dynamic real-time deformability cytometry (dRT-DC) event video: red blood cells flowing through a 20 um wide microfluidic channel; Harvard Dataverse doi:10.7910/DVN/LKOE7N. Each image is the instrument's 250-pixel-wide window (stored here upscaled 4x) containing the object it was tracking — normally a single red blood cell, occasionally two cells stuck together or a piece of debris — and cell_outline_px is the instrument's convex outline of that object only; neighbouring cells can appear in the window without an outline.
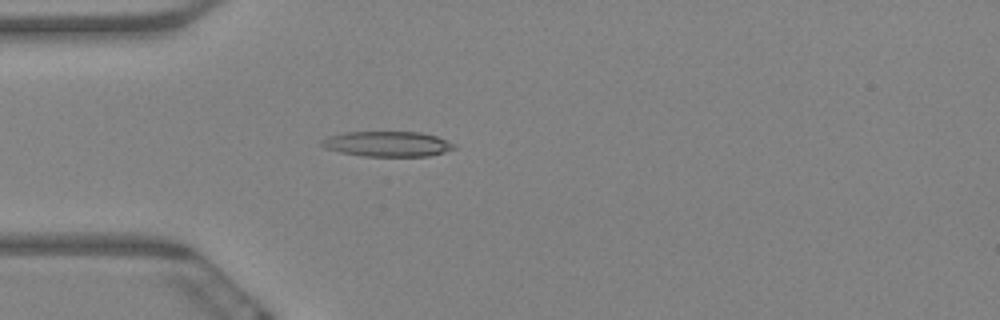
{"species": "Egyptian fruit bat (a non-hibernating species)", "species_latin": "Rousettus aegyptiacus", "temperature_condition": "warm", "stored_images_in_passage": 7, "camera_frame_rate_fps": 3000, "um_per_image_px": 0.085, "animal": {"sex": "female"}, "frame": {"image": 1, "passage_image": 1, "time_ms": 0.0, "image_size_px": [1000, 320], "cell_outline_px": [[456, 148], [444, 152], [428, 156], [364, 156], [340, 152], [324, 148], [320, 144], [328, 136], [344, 132], [420, 132], [436, 136], [456, 144]], "centroid_in_image_um": [32.94, 12.23], "position_along_channel_um": 52.1, "area_um2": 19.42}}
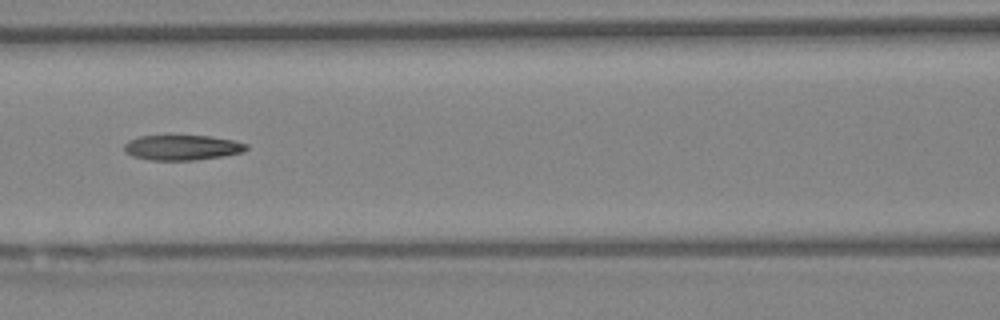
{"frame": {"image": 2, "passage_image": 4, "time_ms": 1.0, "image_size_px": [1000, 320], "cell_outline_px": [[248, 148], [244, 152], [224, 156], [196, 160], [152, 160], [132, 156], [124, 152], [124, 144], [128, 140], [140, 136], [208, 136], [232, 140], [248, 144]], "centroid_in_image_um": [15.48, 12.55], "position_along_channel_um": 151.1, "area_um2": 17.92}}
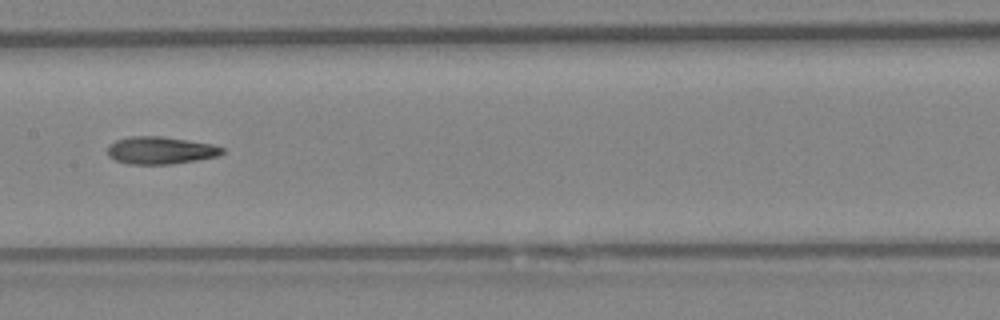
{"frame": {"image": 3, "passage_image": 5, "time_ms": 1.333, "image_size_px": [1000, 320], "cell_outline_px": [[224, 152], [220, 156], [172, 164], [128, 164], [116, 160], [108, 156], [108, 148], [116, 140], [132, 136], [160, 136], [212, 144], [224, 148]], "centroid_in_image_um": [13.67, 12.79], "position_along_channel_um": 193.7, "area_um2": 18.21}}